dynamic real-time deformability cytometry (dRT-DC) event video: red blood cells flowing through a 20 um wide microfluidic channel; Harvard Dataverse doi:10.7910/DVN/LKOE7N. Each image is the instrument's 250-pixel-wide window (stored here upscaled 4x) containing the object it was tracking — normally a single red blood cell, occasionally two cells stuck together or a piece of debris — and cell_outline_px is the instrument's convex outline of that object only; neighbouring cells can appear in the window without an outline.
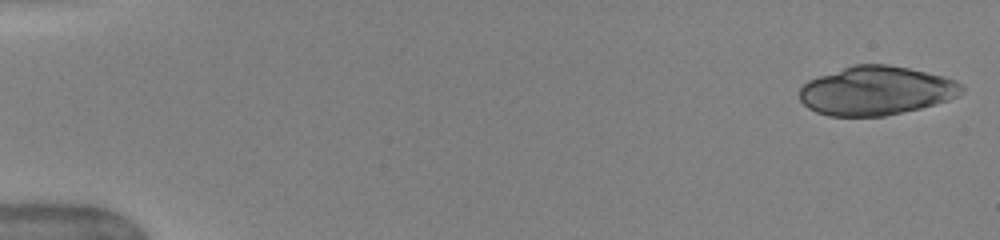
{"species": "human", "species_latin": "Homo sapiens", "temperature_condition": "warm", "stored_images_in_passage": 30, "camera_frame_rate_fps": 3000, "um_per_image_px": 0.085, "donor": {"sex": "female"}, "frame": {"image": 1, "passage_image": 1, "time_ms": 0.0, "image_size_px": [1000, 240], "cell_outline_px": [[964, 92], [948, 100], [936, 104], [920, 108], [884, 116], [828, 116], [816, 112], [808, 108], [800, 100], [800, 88], [808, 80], [852, 64], [888, 64], [908, 68], [944, 76], [956, 80], [964, 88]], "centroid_in_image_um": [74.47, 7.71], "position_along_channel_um": 10.5, "area_um2": 46.24}}
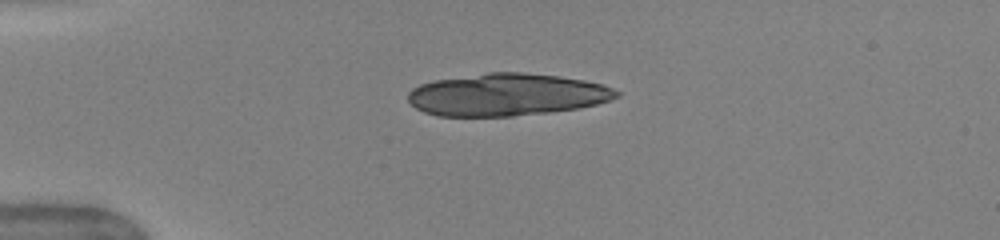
{"frame": {"image": 2, "passage_image": 12, "time_ms": 3.667, "image_size_px": [1000, 240], "cell_outline_px": [[620, 96], [596, 104], [580, 108], [548, 112], [512, 116], [436, 116], [424, 112], [416, 108], [408, 100], [408, 92], [412, 88], [420, 84], [432, 80], [488, 72], [520, 72], [560, 76], [584, 80], [604, 84], [620, 92]], "centroid_in_image_um": [43.06, 8.04], "position_along_channel_um": 41.9, "area_um2": 51.62}}